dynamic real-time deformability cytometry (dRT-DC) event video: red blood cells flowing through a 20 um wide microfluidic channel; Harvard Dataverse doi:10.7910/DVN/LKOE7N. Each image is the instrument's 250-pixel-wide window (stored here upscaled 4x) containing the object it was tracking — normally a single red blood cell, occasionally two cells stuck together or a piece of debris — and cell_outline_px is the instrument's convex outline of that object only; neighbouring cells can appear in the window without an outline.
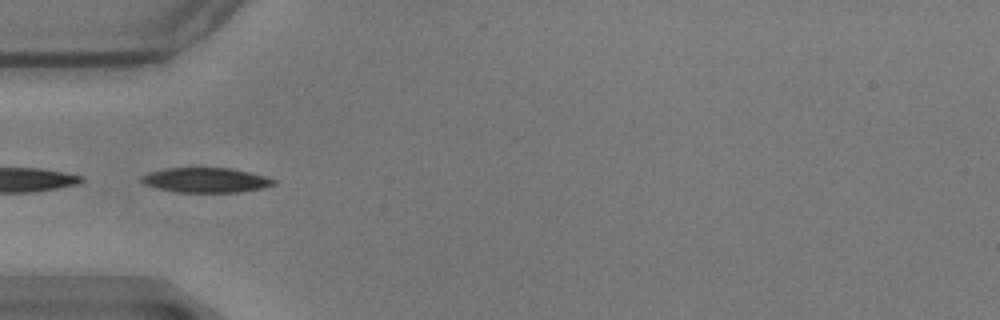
{"species": "common noctule bat (a hibernating species)", "species_latin": "Nyctalus noctula", "temperature_condition": "warm", "stored_images_in_passage": 25, "camera_frame_rate_fps": 3000, "um_per_image_px": 0.085, "animal": {"sex": "male", "body_mass_g": 17.9}, "frame": {"image": 1, "passage_image": 18, "time_ms": 5.667, "image_size_px": [1000, 320], "cell_outline_px": [[276, 184], [264, 188], [236, 192], [176, 192], [144, 184], [140, 180], [140, 176], [148, 172], [164, 168], [232, 168], [264, 176], [276, 180]], "centroid_in_image_um": [17.48, 15.3], "position_along_channel_um": 67.5, "area_um2": 19.07}}